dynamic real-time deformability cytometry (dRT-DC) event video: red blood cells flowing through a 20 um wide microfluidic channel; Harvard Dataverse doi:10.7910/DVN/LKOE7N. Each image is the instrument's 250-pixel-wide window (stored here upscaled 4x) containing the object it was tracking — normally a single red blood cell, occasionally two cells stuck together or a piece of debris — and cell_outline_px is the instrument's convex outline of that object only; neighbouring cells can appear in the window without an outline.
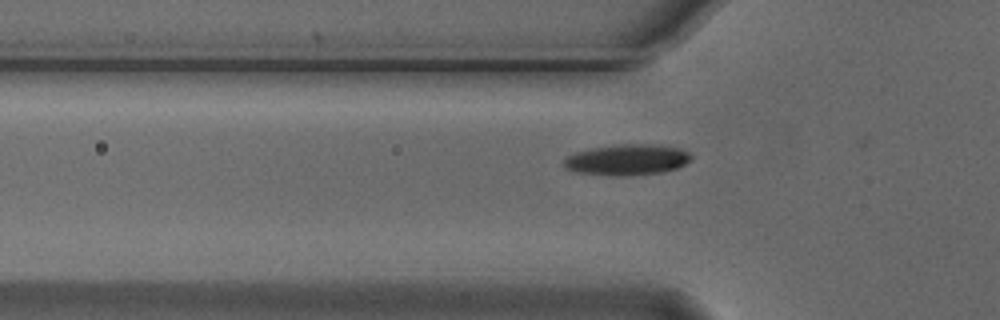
{"species": "Egyptian fruit bat (a non-hibernating species)", "species_latin": "Rousettus aegyptiacus", "temperature_condition": "cold", "stored_images_in_passage": 6, "camera_frame_rate_fps": 3000, "um_per_image_px": 0.085, "animal": {"sex": "male"}, "frame": {"image": 1, "passage_image": 3, "time_ms": 0.667, "image_size_px": [1000, 320], "cell_outline_px": [[692, 160], [676, 168], [664, 172], [632, 176], [616, 176], [572, 172], [564, 168], [564, 156], [576, 152], [592, 148], [624, 144], [660, 144], [680, 148], [688, 152], [692, 156]], "centroid_in_image_um": [53.3, 13.59], "position_along_channel_um": 72.5, "area_um2": 23.29}}